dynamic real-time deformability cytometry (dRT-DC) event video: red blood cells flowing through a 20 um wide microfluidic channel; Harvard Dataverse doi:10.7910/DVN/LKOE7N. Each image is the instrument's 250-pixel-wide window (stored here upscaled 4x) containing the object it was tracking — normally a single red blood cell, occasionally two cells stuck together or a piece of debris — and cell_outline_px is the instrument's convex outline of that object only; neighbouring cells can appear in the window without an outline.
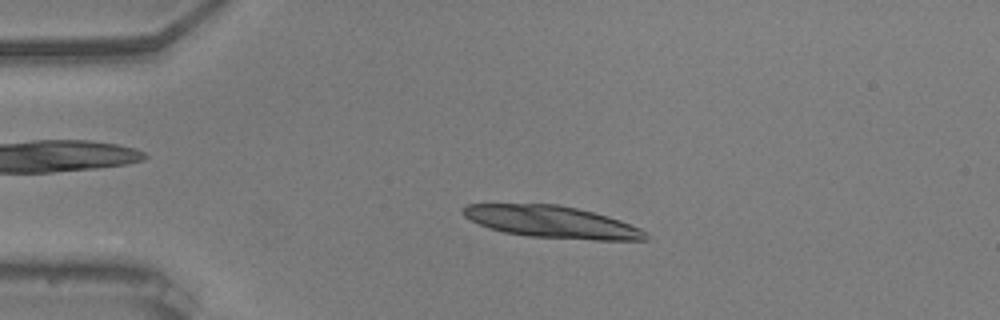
{"species": "common noctule bat (a hibernating species)", "species_latin": "Nyctalus noctula", "temperature_condition": "warm", "stored_images_in_passage": 54, "camera_frame_rate_fps": 3000, "um_per_image_px": 0.085, "animal": {"sex": "male", "body_mass_g": 20.5, "forearm_length_mm": 52.5}, "frame": {"image": 1, "passage_image": 12, "time_ms": 3.667, "image_size_px": [1000, 320], "cell_outline_px": [[648, 240], [592, 240], [528, 236], [504, 232], [488, 228], [464, 216], [460, 212], [460, 208], [468, 204], [556, 204], [576, 208], [608, 216], [620, 220], [640, 228], [648, 232]], "centroid_in_image_um": [46.92, 18.87], "position_along_channel_um": 38.1, "area_um2": 34.04}}
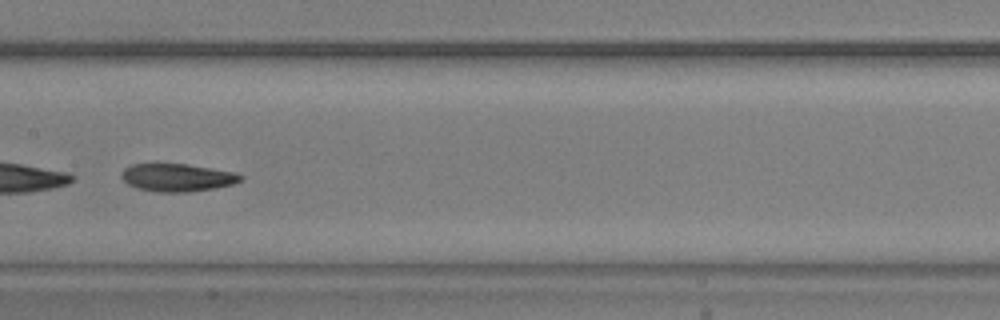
{"frame": {"image": 2, "passage_image": 28, "time_ms": 9.0, "image_size_px": [1000, 320], "cell_outline_px": [[244, 180], [232, 184], [212, 188], [188, 192], [156, 192], [136, 188], [128, 184], [120, 176], [120, 172], [124, 168], [132, 164], [188, 164], [232, 172], [244, 176]], "centroid_in_image_um": [15.03, 15.09], "position_along_channel_um": 192.4, "area_um2": 19.25}}
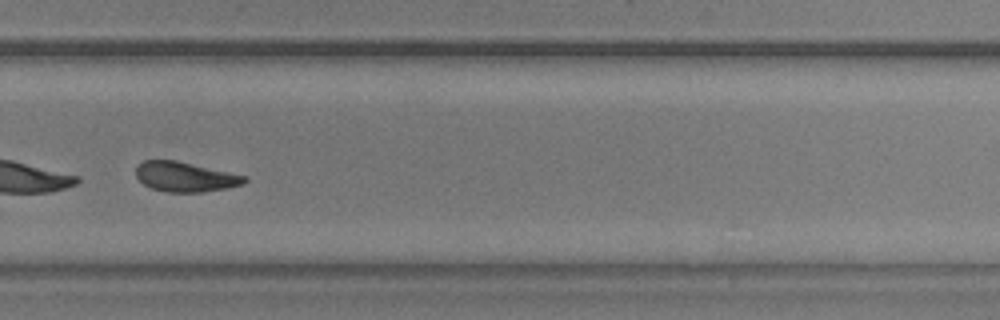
{"frame": {"image": 3, "passage_image": 38, "time_ms": 12.333, "image_size_px": [1000, 320], "cell_outline_px": [[248, 180], [244, 184], [228, 188], [200, 192], [164, 192], [152, 188], [144, 184], [136, 176], [136, 164], [144, 160], [176, 160], [248, 176]], "centroid_in_image_um": [15.75, 15.02], "position_along_channel_um": 314.0, "area_um2": 19.02}, "authors_computed_cell_mechanics": {"area_um2": 20.4901, "velocity_mm_per_s": 3.673, "shape_relaxation_time_tau1_ms": 3.8458, "shape_relaxation_time_tau2_ms": 3.6988, "deformation_change_tau1": 0.1419, "deformation_change_tau2": 0.0969}}